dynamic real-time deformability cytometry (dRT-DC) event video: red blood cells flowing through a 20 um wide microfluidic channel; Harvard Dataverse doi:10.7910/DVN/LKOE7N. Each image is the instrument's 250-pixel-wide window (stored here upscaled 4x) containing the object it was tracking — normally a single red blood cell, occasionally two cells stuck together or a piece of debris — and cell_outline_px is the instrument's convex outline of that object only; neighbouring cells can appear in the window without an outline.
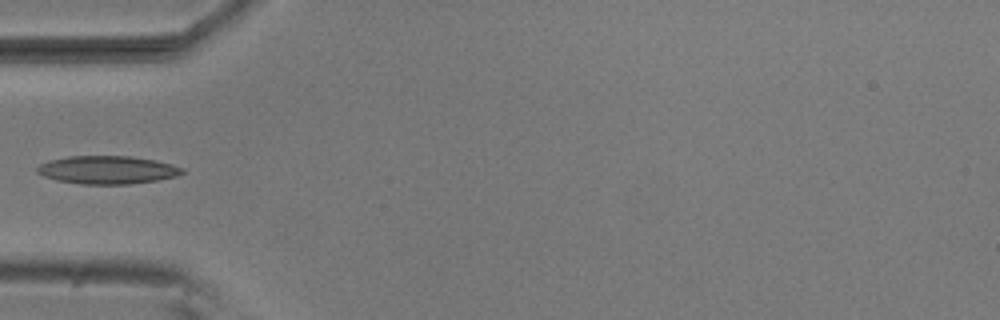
{"species": "common noctule bat (a hibernating species)", "species_latin": "Nyctalus noctula", "temperature_condition": "room temperature", "stored_images_in_passage": 5, "camera_frame_rate_fps": 3000, "um_per_image_px": 0.085, "animal": {"sex": "male", "body_mass_g": 20.5, "forearm_length_mm": 52.5}, "frame": {"image": 1, "passage_image": 4, "time_ms": 1.0, "image_size_px": [1000, 320], "cell_outline_px": [[184, 172], [176, 176], [156, 180], [128, 184], [80, 184], [56, 180], [44, 176], [36, 172], [36, 168], [40, 164], [52, 160], [68, 156], [128, 156], [156, 160], [172, 164], [184, 168]], "centroid_in_image_um": [9.13, 14.44], "position_along_channel_um": 75.9, "area_um2": 23.64}}
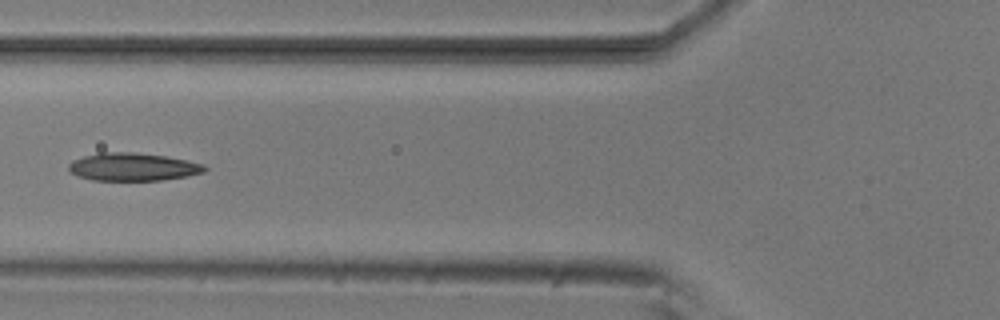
{"frame": {"image": 2, "passage_image": 5, "time_ms": 1.333, "image_size_px": [1000, 320], "cell_outline_px": [[208, 168], [204, 172], [188, 176], [160, 180], [92, 180], [76, 176], [68, 172], [68, 164], [72, 160], [84, 156], [100, 152], [132, 152], [168, 156], [188, 160], [204, 164]], "centroid_in_image_um": [11.28, 14.18], "position_along_channel_um": 114.5, "area_um2": 22.37}}